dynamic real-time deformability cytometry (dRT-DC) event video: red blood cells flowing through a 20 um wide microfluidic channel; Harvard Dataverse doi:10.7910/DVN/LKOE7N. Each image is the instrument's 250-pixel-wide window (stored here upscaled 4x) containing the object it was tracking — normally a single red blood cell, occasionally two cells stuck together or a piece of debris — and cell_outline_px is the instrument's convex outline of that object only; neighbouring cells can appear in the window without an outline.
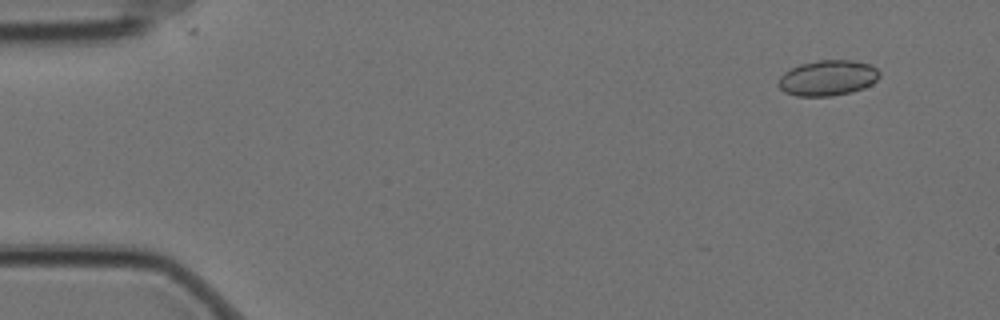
{"species": "Egyptian fruit bat (a non-hibernating species)", "species_latin": "Rousettus aegyptiacus", "temperature_condition": "cold", "stored_images_in_passage": 9, "camera_frame_rate_fps": 3000, "um_per_image_px": 0.085, "animal": {"sex": "female"}, "frame": {"image": 1, "passage_image": 1, "time_ms": 0.0, "image_size_px": [1000, 320], "cell_outline_px": [[880, 76], [872, 84], [852, 92], [832, 96], [796, 96], [784, 92], [776, 84], [780, 76], [784, 72], [800, 64], [820, 60], [852, 60], [868, 64], [876, 68], [880, 72]], "centroid_in_image_um": [70.34, 6.63], "position_along_channel_um": 14.7, "area_um2": 20.98}}
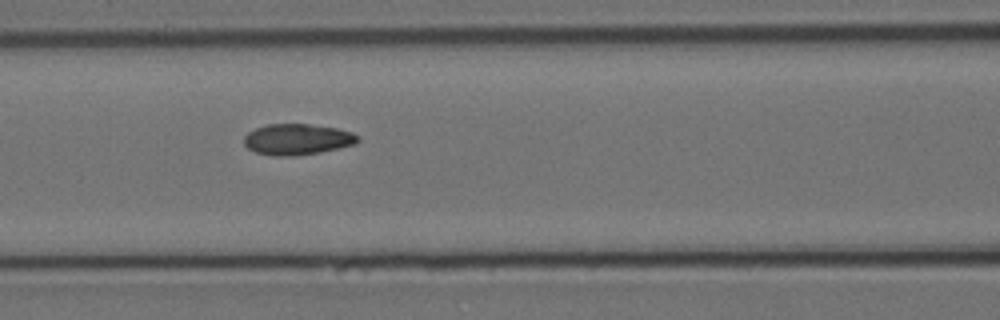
{"frame": {"image": 2, "passage_image": 6, "time_ms": 1.667, "image_size_px": [1000, 320], "cell_outline_px": [[360, 140], [356, 144], [320, 152], [292, 156], [272, 156], [256, 152], [248, 148], [244, 144], [244, 136], [248, 132], [256, 128], [268, 124], [308, 124], [336, 128], [352, 132], [360, 136]], "centroid_in_image_um": [25.28, 11.84], "position_along_channel_um": 141.3, "area_um2": 20.58}}
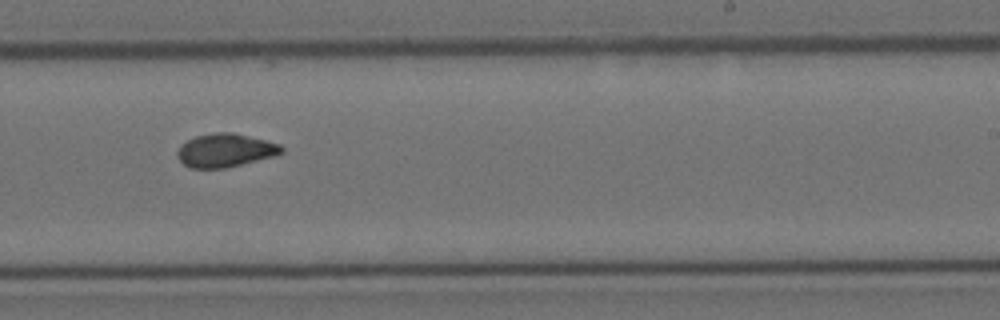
{"frame": {"image": 3, "passage_image": 9, "time_ms": 2.667, "image_size_px": [1000, 320], "cell_outline_px": [[284, 152], [272, 156], [228, 168], [192, 168], [184, 164], [176, 156], [176, 152], [180, 144], [196, 136], [216, 132], [232, 132], [280, 144], [284, 148]], "centroid_in_image_um": [19.12, 12.78], "position_along_channel_um": 269.9, "area_um2": 20.23}}